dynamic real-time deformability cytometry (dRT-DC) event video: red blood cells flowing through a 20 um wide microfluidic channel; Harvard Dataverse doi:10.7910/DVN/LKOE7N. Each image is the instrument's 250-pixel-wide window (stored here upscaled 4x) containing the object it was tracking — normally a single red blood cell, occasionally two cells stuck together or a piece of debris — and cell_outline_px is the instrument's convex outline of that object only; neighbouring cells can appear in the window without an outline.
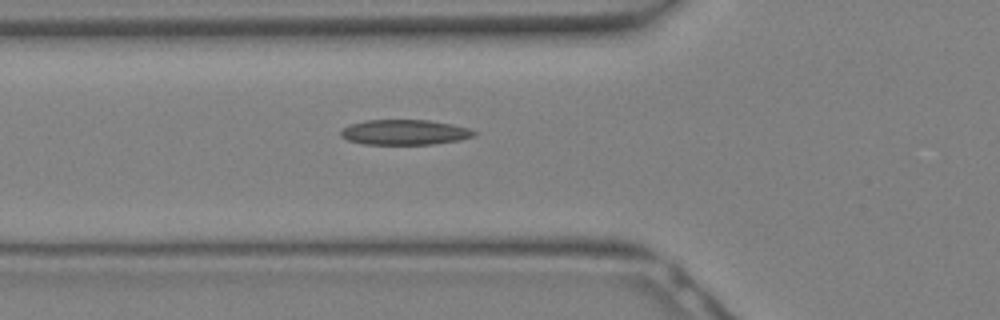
{"species": "Egyptian fruit bat (a non-hibernating species)", "species_latin": "Rousettus aegyptiacus", "temperature_condition": "warm", "stored_images_in_passage": 23, "camera_frame_rate_fps": 3000, "um_per_image_px": 0.085, "animal": {"sex": "female"}, "frame": {"image": 1, "passage_image": 6, "time_ms": 1.667, "image_size_px": [1000, 320], "cell_outline_px": [[476, 132], [472, 136], [460, 140], [432, 144], [360, 144], [348, 140], [340, 136], [340, 128], [348, 124], [364, 120], [428, 120], [452, 124], [468, 128]], "centroid_in_image_um": [34.31, 11.24], "position_along_channel_um": 91.5, "area_um2": 19.65}}
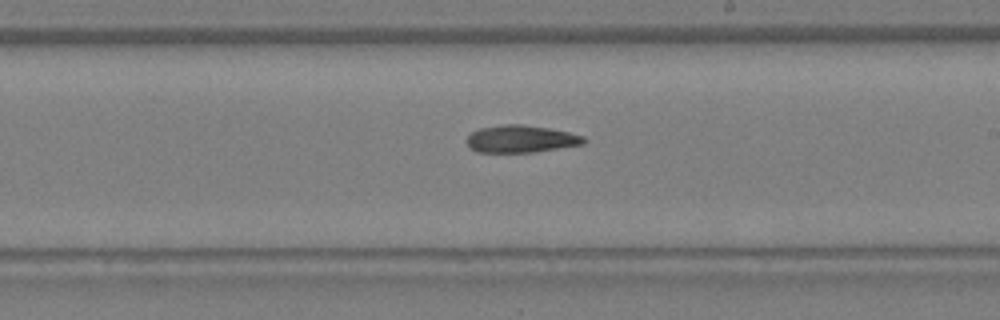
{"frame": {"image": 2, "passage_image": 13, "time_ms": 4.0, "image_size_px": [1000, 320], "cell_outline_px": [[588, 140], [584, 144], [532, 152], [476, 152], [468, 148], [468, 136], [472, 132], [480, 128], [504, 124], [520, 124], [548, 128], [568, 132], [584, 136]], "centroid_in_image_um": [44.28, 11.81], "position_along_channel_um": 244.7, "area_um2": 18.55}}
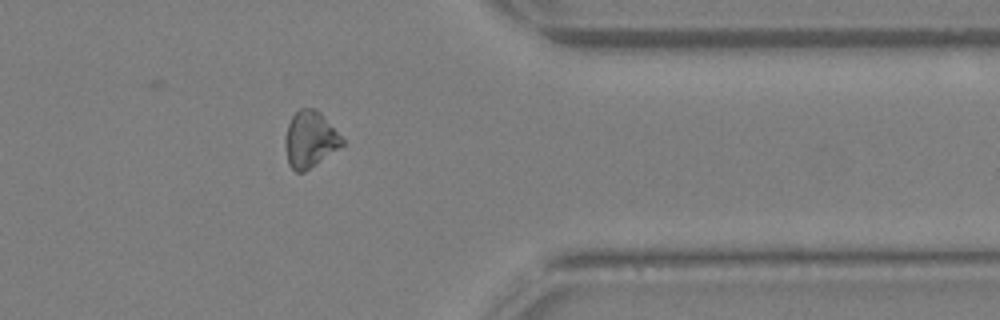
{"frame": {"image": 3, "passage_image": 20, "time_ms": 6.333, "image_size_px": [1000, 320], "cell_outline_px": [[344, 144], [304, 172], [296, 172], [288, 164], [284, 148], [284, 136], [288, 124], [292, 116], [300, 108], [316, 108], [320, 112], [344, 140]], "centroid_in_image_um": [26.3, 11.84], "position_along_channel_um": 385.1, "area_um2": 18.61}}